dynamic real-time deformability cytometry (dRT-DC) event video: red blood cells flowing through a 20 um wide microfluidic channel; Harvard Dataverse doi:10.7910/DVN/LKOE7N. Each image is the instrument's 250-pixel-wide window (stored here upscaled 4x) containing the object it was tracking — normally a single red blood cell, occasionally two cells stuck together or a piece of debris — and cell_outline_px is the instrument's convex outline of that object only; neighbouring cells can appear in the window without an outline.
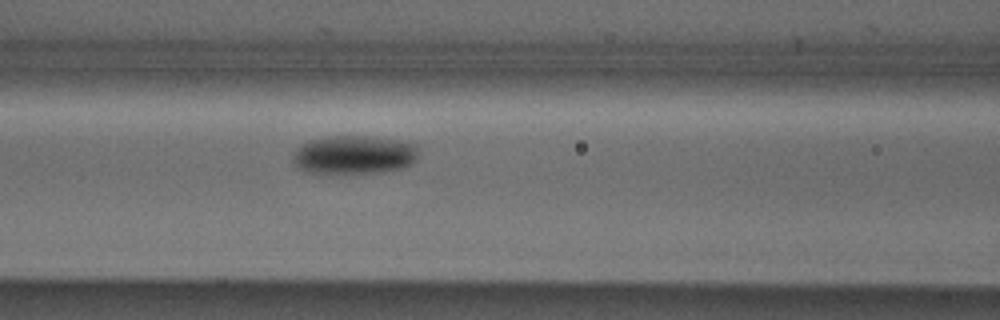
{"species": "Egyptian fruit bat (a non-hibernating species)", "species_latin": "Rousettus aegyptiacus", "temperature_condition": "cold", "stored_images_in_passage": 6, "camera_frame_rate_fps": 3000, "um_per_image_px": 0.085, "animal": {"sex": "male"}, "frame": {"image": 1, "passage_image": 6, "time_ms": 7.0, "image_size_px": [1000, 320], "cell_outline_px": [[416, 160], [412, 164], [400, 168], [380, 172], [304, 172], [296, 168], [292, 164], [292, 152], [300, 144], [308, 140], [324, 136], [376, 136], [400, 140], [416, 144]], "centroid_in_image_um": [30.02, 13.13], "position_along_channel_um": 136.6, "area_um2": 28.55}}